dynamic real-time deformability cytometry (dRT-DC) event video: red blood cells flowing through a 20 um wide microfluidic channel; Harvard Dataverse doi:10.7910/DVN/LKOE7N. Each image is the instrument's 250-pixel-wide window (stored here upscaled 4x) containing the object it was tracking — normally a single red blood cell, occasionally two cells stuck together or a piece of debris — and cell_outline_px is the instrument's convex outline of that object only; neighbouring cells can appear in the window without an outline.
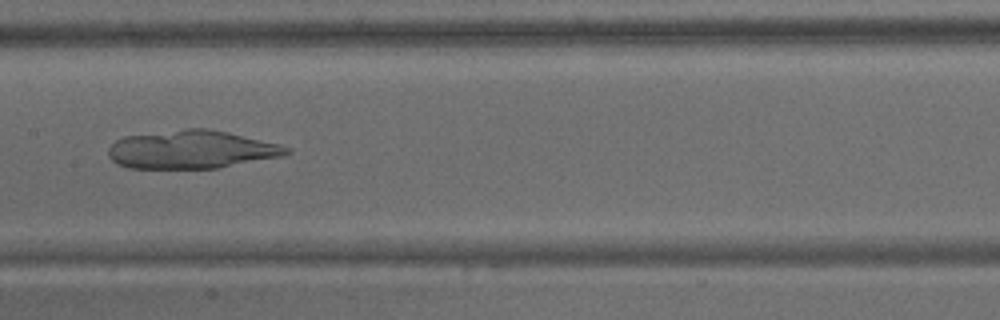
{"species": "common noctule bat (a hibernating species)", "species_latin": "Nyctalus noctula", "temperature_condition": "warm", "stored_images_in_passage": 53, "camera_frame_rate_fps": 3000, "um_per_image_px": 0.085, "animal": {"sex": "male", "body_mass_g": 15.6}, "frame": {"image": 1, "passage_image": 21, "time_ms": 6.667, "image_size_px": [1000, 320], "cell_outline_px": [[292, 152], [280, 156], [216, 168], [128, 168], [116, 164], [108, 156], [108, 148], [116, 140], [124, 136], [188, 128], [208, 128], [228, 132], [280, 144], [292, 148]], "centroid_in_image_um": [16.26, 12.7], "position_along_channel_um": 191.1, "area_um2": 39.59}}
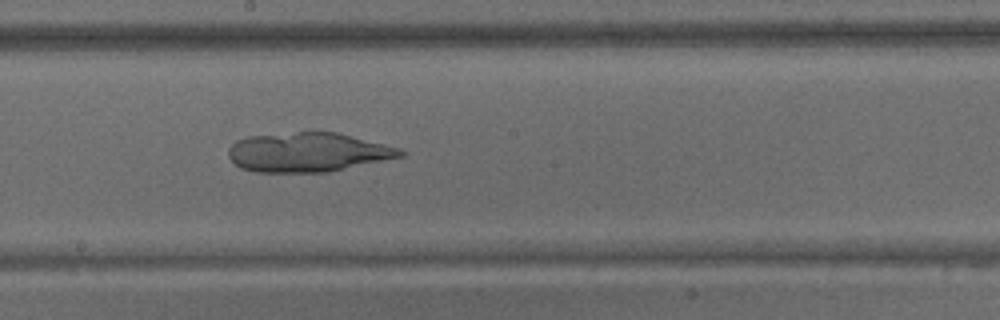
{"frame": {"image": 2, "passage_image": 24, "time_ms": 7.667, "image_size_px": [1000, 320], "cell_outline_px": [[404, 156], [328, 172], [256, 172], [240, 168], [228, 156], [228, 148], [236, 140], [248, 136], [296, 132], [336, 132], [400, 148], [404, 152]], "centroid_in_image_um": [26.15, 12.94], "position_along_channel_um": 222.1, "area_um2": 39.25}}
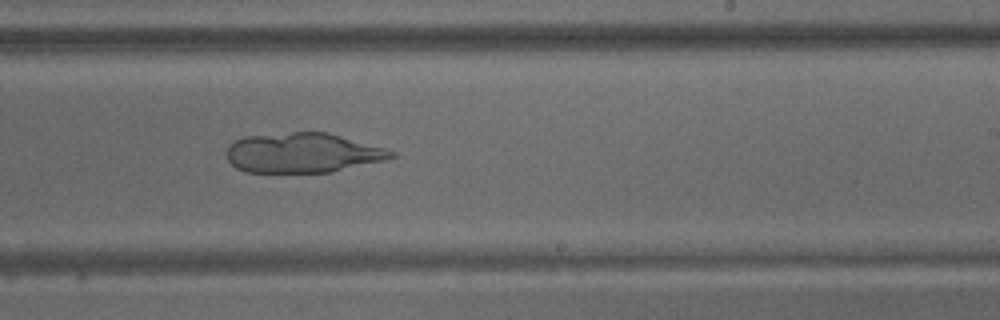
{"frame": {"image": 3, "passage_image": 28, "time_ms": 9.0, "image_size_px": [1000, 320], "cell_outline_px": [[396, 156], [384, 160], [332, 172], [244, 172], [236, 168], [228, 160], [228, 144], [244, 136], [292, 132], [328, 132], [384, 148], [396, 152]], "centroid_in_image_um": [25.72, 12.99], "position_along_channel_um": 263.3, "area_um2": 38.09}}